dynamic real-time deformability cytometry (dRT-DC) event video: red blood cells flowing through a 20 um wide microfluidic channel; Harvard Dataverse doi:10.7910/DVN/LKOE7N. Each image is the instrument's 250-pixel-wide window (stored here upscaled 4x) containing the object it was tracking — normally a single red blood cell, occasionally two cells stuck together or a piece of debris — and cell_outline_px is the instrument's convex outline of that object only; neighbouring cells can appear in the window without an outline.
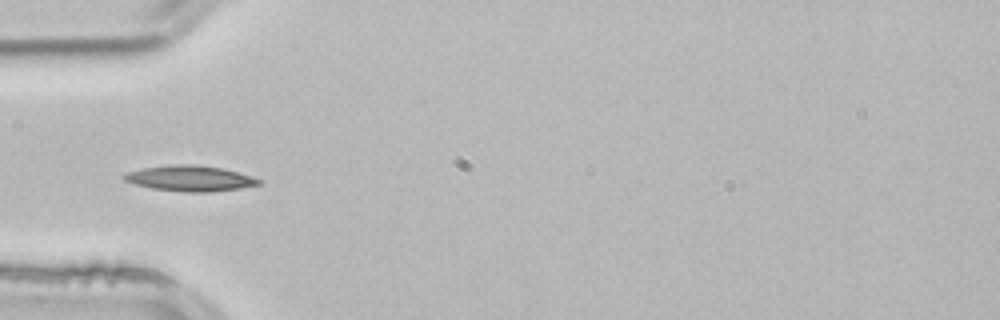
{"species": "common noctule bat (a hibernating species)", "species_latin": "Nyctalus noctula", "temperature_condition": "room temperature", "stored_images_in_passage": 52, "camera_frame_rate_fps": 3000, "um_per_image_px": 0.085, "animal": {"sex": "male", "body_mass_g": 21.5, "forearm_length_mm": 52.0}, "frame": {"image": 1, "passage_image": 16, "time_ms": 5.0, "image_size_px": [1000, 320], "cell_outline_px": [[264, 184], [240, 188], [208, 192], [184, 192], [152, 188], [136, 184], [124, 180], [120, 176], [128, 172], [144, 168], [172, 164], [192, 164], [220, 168], [252, 176], [264, 180]], "centroid_in_image_um": [16.19, 15.16], "position_along_channel_um": 68.8, "area_um2": 20.06}, "authors_computed_cell_mechanics": {"area_um2": 17.7735, "velocity_mm_per_s": 3.8543, "shape_relaxation_time_tau1_ms": 4.7431, "shape_relaxation_time_tau2_ms": 3.5459, "deformation_change_tau1": 0.1329, "deformation_change_tau2": 0.0773}}